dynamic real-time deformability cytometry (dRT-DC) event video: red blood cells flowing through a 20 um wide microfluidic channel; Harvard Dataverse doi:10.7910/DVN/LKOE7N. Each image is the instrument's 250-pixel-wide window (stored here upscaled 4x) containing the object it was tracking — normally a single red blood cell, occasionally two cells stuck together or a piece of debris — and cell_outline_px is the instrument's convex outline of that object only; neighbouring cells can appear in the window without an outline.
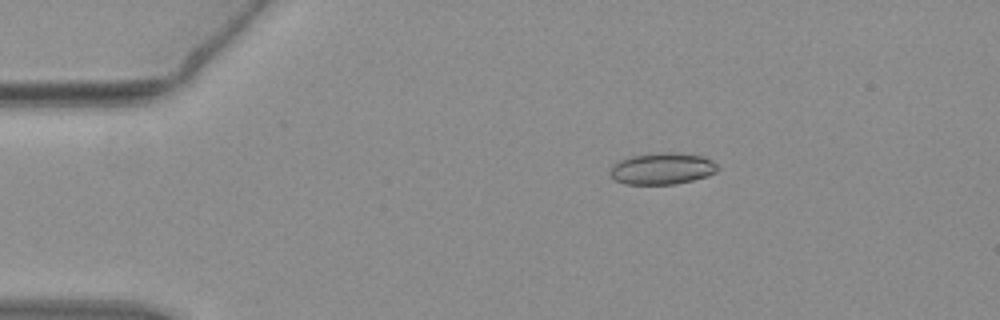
{"species": "common noctule bat (a hibernating species)", "species_latin": "Nyctalus noctula", "temperature_condition": "warm", "stored_images_in_passage": 54, "camera_frame_rate_fps": 3000, "um_per_image_px": 0.085, "animal": {"sex": "female", "body_mass_g": 19.3, "forearm_length_mm": 54.1}, "frame": {"image": 1, "passage_image": 10, "time_ms": 3.0, "image_size_px": [1000, 320], "cell_outline_px": [[720, 168], [716, 172], [708, 176], [676, 184], [624, 184], [616, 180], [608, 172], [612, 164], [620, 160], [632, 156], [664, 152], [672, 152], [704, 156], [712, 160]], "centroid_in_image_um": [56.3, 14.33], "position_along_channel_um": 28.7, "area_um2": 19.88}}
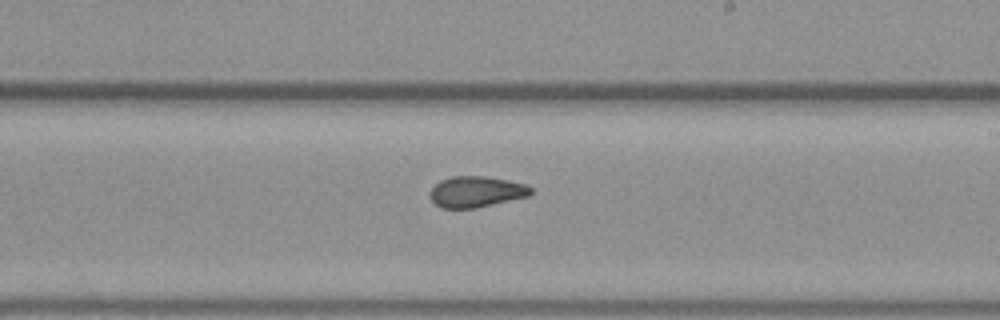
{"frame": {"image": 2, "passage_image": 32, "time_ms": 10.333, "image_size_px": [1000, 320], "cell_outline_px": [[532, 192], [528, 196], [476, 208], [440, 208], [428, 196], [428, 192], [440, 180], [452, 176], [484, 176], [508, 180], [524, 184], [532, 188]], "centroid_in_image_um": [40.44, 16.3], "position_along_channel_um": 248.6, "area_um2": 18.21}}
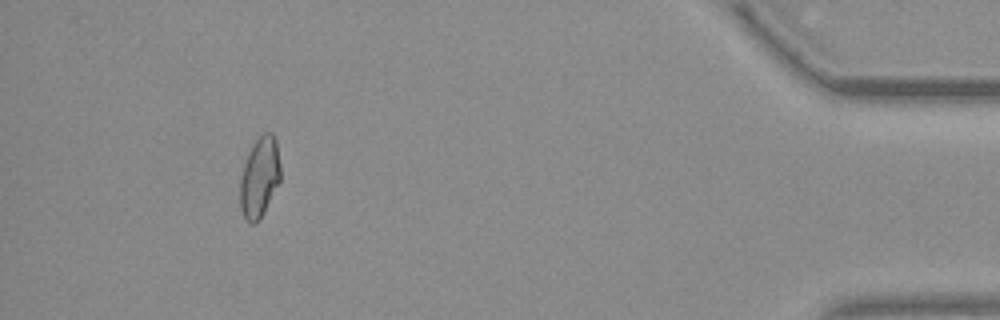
{"frame": {"image": 3, "passage_image": 50, "time_ms": 16.333, "image_size_px": [1000, 320], "cell_outline_px": [[280, 180], [260, 220], [256, 224], [252, 224], [244, 216], [240, 208], [240, 176], [248, 152], [252, 144], [264, 132], [272, 132], [276, 140], [280, 164]], "centroid_in_image_um": [22.06, 15.06], "position_along_channel_um": 413.1, "area_um2": 18.96}, "authors_computed_cell_mechanics": {"area_um2": 18.9584, "velocity_mm_per_s": 3.8344, "shape_relaxation_time_tau1_ms": null, "shape_relaxation_time_tau2_ms": 2.1271, "deformation_change_tau1": null, "deformation_change_tau2": 0.0677}}